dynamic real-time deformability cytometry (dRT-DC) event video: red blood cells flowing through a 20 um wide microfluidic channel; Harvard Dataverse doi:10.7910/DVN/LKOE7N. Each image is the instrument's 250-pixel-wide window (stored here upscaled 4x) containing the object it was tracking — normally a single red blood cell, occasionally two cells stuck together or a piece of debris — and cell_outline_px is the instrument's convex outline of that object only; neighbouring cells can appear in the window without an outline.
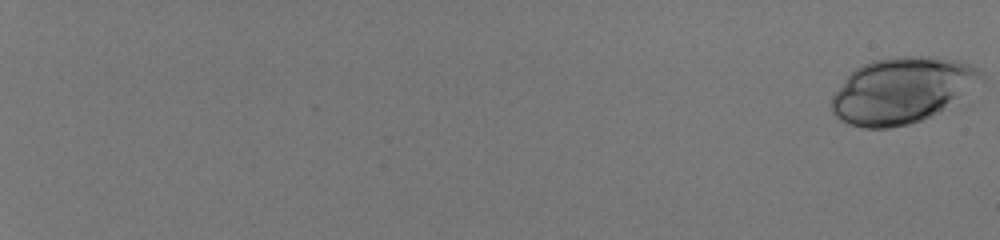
{"species": "human", "species_latin": "Homo sapiens", "temperature_condition": "room temperature", "stored_images_in_passage": 56, "camera_frame_rate_fps": 3000, "um_per_image_px": 0.085, "donor": {"sex": "male"}, "frame": {"image": 1, "passage_image": 1, "time_ms": 0.0, "image_size_px": [1000, 240], "cell_outline_px": [[984, 80], [960, 100], [932, 116], [908, 124], [888, 128], [864, 128], [848, 124], [840, 120], [832, 112], [832, 96], [844, 80], [856, 68], [872, 60], [896, 56], [920, 56], [960, 60], [984, 72]], "centroid_in_image_um": [76.71, 7.68], "position_along_channel_um": 8.3, "area_um2": 57.57}}
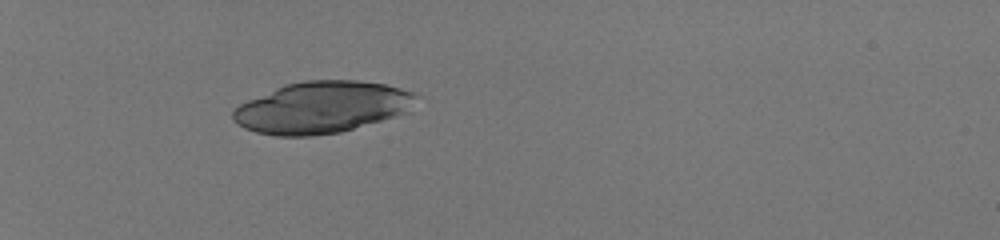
{"frame": {"image": 2, "passage_image": 23, "time_ms": 7.333, "image_size_px": [1000, 240], "cell_outline_px": [[416, 96], [412, 112], [340, 132], [312, 136], [276, 136], [256, 132], [244, 128], [232, 120], [232, 112], [240, 104], [248, 100], [284, 84], [304, 80], [356, 80], [384, 84], [400, 88], [412, 92]], "centroid_in_image_um": [27.37, 9.13], "position_along_channel_um": 57.6, "area_um2": 55.31}}